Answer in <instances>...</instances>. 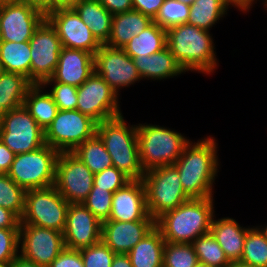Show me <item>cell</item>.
I'll return each instance as SVG.
<instances>
[{"mask_svg":"<svg viewBox=\"0 0 267 267\" xmlns=\"http://www.w3.org/2000/svg\"><path fill=\"white\" fill-rule=\"evenodd\" d=\"M217 146L215 139L209 136L196 143L190 141L173 164L189 198L212 197L219 166Z\"/></svg>","mask_w":267,"mask_h":267,"instance_id":"6da1fadb","label":"cell"},{"mask_svg":"<svg viewBox=\"0 0 267 267\" xmlns=\"http://www.w3.org/2000/svg\"><path fill=\"white\" fill-rule=\"evenodd\" d=\"M213 196L190 198L156 219V227L165 242L191 244L210 232L214 217Z\"/></svg>","mask_w":267,"mask_h":267,"instance_id":"7a4b0ae2","label":"cell"},{"mask_svg":"<svg viewBox=\"0 0 267 267\" xmlns=\"http://www.w3.org/2000/svg\"><path fill=\"white\" fill-rule=\"evenodd\" d=\"M167 31V47L185 71L210 74L218 66L214 43L208 30L181 24Z\"/></svg>","mask_w":267,"mask_h":267,"instance_id":"3957f363","label":"cell"},{"mask_svg":"<svg viewBox=\"0 0 267 267\" xmlns=\"http://www.w3.org/2000/svg\"><path fill=\"white\" fill-rule=\"evenodd\" d=\"M123 115L97 124V134L111 156L113 166L131 180L143 178L140 163L137 125L127 126Z\"/></svg>","mask_w":267,"mask_h":267,"instance_id":"277c9868","label":"cell"},{"mask_svg":"<svg viewBox=\"0 0 267 267\" xmlns=\"http://www.w3.org/2000/svg\"><path fill=\"white\" fill-rule=\"evenodd\" d=\"M140 163L144 172L173 165L190 142L181 133L152 124L137 125Z\"/></svg>","mask_w":267,"mask_h":267,"instance_id":"5b68a950","label":"cell"},{"mask_svg":"<svg viewBox=\"0 0 267 267\" xmlns=\"http://www.w3.org/2000/svg\"><path fill=\"white\" fill-rule=\"evenodd\" d=\"M142 181L146 192L147 210L155 220L164 212L175 209L190 199L183 190L178 170L174 165L146 171Z\"/></svg>","mask_w":267,"mask_h":267,"instance_id":"8992f818","label":"cell"},{"mask_svg":"<svg viewBox=\"0 0 267 267\" xmlns=\"http://www.w3.org/2000/svg\"><path fill=\"white\" fill-rule=\"evenodd\" d=\"M59 152L48 144L17 154L7 175L25 191L54 186Z\"/></svg>","mask_w":267,"mask_h":267,"instance_id":"52a82bcc","label":"cell"},{"mask_svg":"<svg viewBox=\"0 0 267 267\" xmlns=\"http://www.w3.org/2000/svg\"><path fill=\"white\" fill-rule=\"evenodd\" d=\"M69 203L55 186L25 192L24 212L20 224H30L63 232Z\"/></svg>","mask_w":267,"mask_h":267,"instance_id":"ba28073f","label":"cell"},{"mask_svg":"<svg viewBox=\"0 0 267 267\" xmlns=\"http://www.w3.org/2000/svg\"><path fill=\"white\" fill-rule=\"evenodd\" d=\"M97 122L75 110H58L44 131L45 144L59 153L73 152L85 140L97 133Z\"/></svg>","mask_w":267,"mask_h":267,"instance_id":"9c48e42d","label":"cell"},{"mask_svg":"<svg viewBox=\"0 0 267 267\" xmlns=\"http://www.w3.org/2000/svg\"><path fill=\"white\" fill-rule=\"evenodd\" d=\"M0 141L15 155L32 152L45 145L44 130L23 105L5 113Z\"/></svg>","mask_w":267,"mask_h":267,"instance_id":"30bf717a","label":"cell"},{"mask_svg":"<svg viewBox=\"0 0 267 267\" xmlns=\"http://www.w3.org/2000/svg\"><path fill=\"white\" fill-rule=\"evenodd\" d=\"M118 95L95 71L78 87L77 107L97 123L122 115Z\"/></svg>","mask_w":267,"mask_h":267,"instance_id":"8fae6325","label":"cell"},{"mask_svg":"<svg viewBox=\"0 0 267 267\" xmlns=\"http://www.w3.org/2000/svg\"><path fill=\"white\" fill-rule=\"evenodd\" d=\"M94 176L72 152H61L56 162L55 188L69 204L82 203L89 195Z\"/></svg>","mask_w":267,"mask_h":267,"instance_id":"7c38bea8","label":"cell"},{"mask_svg":"<svg viewBox=\"0 0 267 267\" xmlns=\"http://www.w3.org/2000/svg\"><path fill=\"white\" fill-rule=\"evenodd\" d=\"M29 44L31 50L30 82L42 84L53 76L63 46L56 29L47 19L36 29Z\"/></svg>","mask_w":267,"mask_h":267,"instance_id":"4fadbf2b","label":"cell"},{"mask_svg":"<svg viewBox=\"0 0 267 267\" xmlns=\"http://www.w3.org/2000/svg\"><path fill=\"white\" fill-rule=\"evenodd\" d=\"M19 241L20 255L43 267L65 248L63 232L30 224H20Z\"/></svg>","mask_w":267,"mask_h":267,"instance_id":"5bb4252c","label":"cell"},{"mask_svg":"<svg viewBox=\"0 0 267 267\" xmlns=\"http://www.w3.org/2000/svg\"><path fill=\"white\" fill-rule=\"evenodd\" d=\"M95 72L118 94L119 89L140 81L133 58L122 48H113L105 44L94 54Z\"/></svg>","mask_w":267,"mask_h":267,"instance_id":"9a60e30c","label":"cell"},{"mask_svg":"<svg viewBox=\"0 0 267 267\" xmlns=\"http://www.w3.org/2000/svg\"><path fill=\"white\" fill-rule=\"evenodd\" d=\"M46 19L56 29L63 47L94 55L102 45L73 8L55 9L46 15Z\"/></svg>","mask_w":267,"mask_h":267,"instance_id":"2e32d148","label":"cell"},{"mask_svg":"<svg viewBox=\"0 0 267 267\" xmlns=\"http://www.w3.org/2000/svg\"><path fill=\"white\" fill-rule=\"evenodd\" d=\"M45 19L46 15L32 6L20 3L2 4L0 5L1 41H29Z\"/></svg>","mask_w":267,"mask_h":267,"instance_id":"e0dca14e","label":"cell"},{"mask_svg":"<svg viewBox=\"0 0 267 267\" xmlns=\"http://www.w3.org/2000/svg\"><path fill=\"white\" fill-rule=\"evenodd\" d=\"M102 223L82 203L69 204L63 231L64 245L80 250L101 240Z\"/></svg>","mask_w":267,"mask_h":267,"instance_id":"ac0fdd59","label":"cell"},{"mask_svg":"<svg viewBox=\"0 0 267 267\" xmlns=\"http://www.w3.org/2000/svg\"><path fill=\"white\" fill-rule=\"evenodd\" d=\"M155 226L156 220H107L102 223L101 240L115 254H128Z\"/></svg>","mask_w":267,"mask_h":267,"instance_id":"d6986e66","label":"cell"},{"mask_svg":"<svg viewBox=\"0 0 267 267\" xmlns=\"http://www.w3.org/2000/svg\"><path fill=\"white\" fill-rule=\"evenodd\" d=\"M109 220H155L147 210L146 192L142 179L131 180L113 194Z\"/></svg>","mask_w":267,"mask_h":267,"instance_id":"ffe728a7","label":"cell"},{"mask_svg":"<svg viewBox=\"0 0 267 267\" xmlns=\"http://www.w3.org/2000/svg\"><path fill=\"white\" fill-rule=\"evenodd\" d=\"M94 71V55L92 53L62 47L53 76L44 82H60L79 87Z\"/></svg>","mask_w":267,"mask_h":267,"instance_id":"44dd1931","label":"cell"},{"mask_svg":"<svg viewBox=\"0 0 267 267\" xmlns=\"http://www.w3.org/2000/svg\"><path fill=\"white\" fill-rule=\"evenodd\" d=\"M248 229L249 227L240 226L233 218L214 220L213 217L210 232L225 252L228 260L237 262L242 256Z\"/></svg>","mask_w":267,"mask_h":267,"instance_id":"7402d4cb","label":"cell"},{"mask_svg":"<svg viewBox=\"0 0 267 267\" xmlns=\"http://www.w3.org/2000/svg\"><path fill=\"white\" fill-rule=\"evenodd\" d=\"M133 60L142 79L162 80L186 72L168 47L152 55H139Z\"/></svg>","mask_w":267,"mask_h":267,"instance_id":"603a6c76","label":"cell"},{"mask_svg":"<svg viewBox=\"0 0 267 267\" xmlns=\"http://www.w3.org/2000/svg\"><path fill=\"white\" fill-rule=\"evenodd\" d=\"M153 20L137 10H129L124 13L113 15L111 33L105 45L113 48H123L132 37L138 35Z\"/></svg>","mask_w":267,"mask_h":267,"instance_id":"cb8c5ba5","label":"cell"},{"mask_svg":"<svg viewBox=\"0 0 267 267\" xmlns=\"http://www.w3.org/2000/svg\"><path fill=\"white\" fill-rule=\"evenodd\" d=\"M73 9L96 39L105 44L111 33L113 15L98 0H80Z\"/></svg>","mask_w":267,"mask_h":267,"instance_id":"d4e9b609","label":"cell"},{"mask_svg":"<svg viewBox=\"0 0 267 267\" xmlns=\"http://www.w3.org/2000/svg\"><path fill=\"white\" fill-rule=\"evenodd\" d=\"M165 240L155 226L127 254L133 267H163Z\"/></svg>","mask_w":267,"mask_h":267,"instance_id":"484cf974","label":"cell"},{"mask_svg":"<svg viewBox=\"0 0 267 267\" xmlns=\"http://www.w3.org/2000/svg\"><path fill=\"white\" fill-rule=\"evenodd\" d=\"M167 47V31L156 23H152L123 46V50L131 58L139 55H152Z\"/></svg>","mask_w":267,"mask_h":267,"instance_id":"4316f807","label":"cell"},{"mask_svg":"<svg viewBox=\"0 0 267 267\" xmlns=\"http://www.w3.org/2000/svg\"><path fill=\"white\" fill-rule=\"evenodd\" d=\"M43 89L44 87L41 84H33L27 90L24 106L45 131L56 117L58 107L48 92L43 93Z\"/></svg>","mask_w":267,"mask_h":267,"instance_id":"83f0119b","label":"cell"},{"mask_svg":"<svg viewBox=\"0 0 267 267\" xmlns=\"http://www.w3.org/2000/svg\"><path fill=\"white\" fill-rule=\"evenodd\" d=\"M31 50L29 41L0 42V65L2 71L23 75L30 81Z\"/></svg>","mask_w":267,"mask_h":267,"instance_id":"f1b7e54d","label":"cell"},{"mask_svg":"<svg viewBox=\"0 0 267 267\" xmlns=\"http://www.w3.org/2000/svg\"><path fill=\"white\" fill-rule=\"evenodd\" d=\"M33 84L23 75L2 71L0 74V104L7 112L24 105L27 90Z\"/></svg>","mask_w":267,"mask_h":267,"instance_id":"f546056e","label":"cell"},{"mask_svg":"<svg viewBox=\"0 0 267 267\" xmlns=\"http://www.w3.org/2000/svg\"><path fill=\"white\" fill-rule=\"evenodd\" d=\"M228 7L226 0H195L190 6L187 24L209 31L227 14Z\"/></svg>","mask_w":267,"mask_h":267,"instance_id":"4dcf8cb0","label":"cell"},{"mask_svg":"<svg viewBox=\"0 0 267 267\" xmlns=\"http://www.w3.org/2000/svg\"><path fill=\"white\" fill-rule=\"evenodd\" d=\"M72 153L77 156L93 174L113 166L111 156L97 133L85 140Z\"/></svg>","mask_w":267,"mask_h":267,"instance_id":"1f68e13d","label":"cell"},{"mask_svg":"<svg viewBox=\"0 0 267 267\" xmlns=\"http://www.w3.org/2000/svg\"><path fill=\"white\" fill-rule=\"evenodd\" d=\"M240 261L256 267H267V240L258 227L247 230Z\"/></svg>","mask_w":267,"mask_h":267,"instance_id":"d6a6232c","label":"cell"},{"mask_svg":"<svg viewBox=\"0 0 267 267\" xmlns=\"http://www.w3.org/2000/svg\"><path fill=\"white\" fill-rule=\"evenodd\" d=\"M199 262L210 267L224 266L231 263L211 232L198 237L192 243Z\"/></svg>","mask_w":267,"mask_h":267,"instance_id":"836d02e7","label":"cell"},{"mask_svg":"<svg viewBox=\"0 0 267 267\" xmlns=\"http://www.w3.org/2000/svg\"><path fill=\"white\" fill-rule=\"evenodd\" d=\"M25 192L7 173H0V206L9 209L20 219L24 212Z\"/></svg>","mask_w":267,"mask_h":267,"instance_id":"e575fe53","label":"cell"},{"mask_svg":"<svg viewBox=\"0 0 267 267\" xmlns=\"http://www.w3.org/2000/svg\"><path fill=\"white\" fill-rule=\"evenodd\" d=\"M189 12V5L177 0H165L153 22L168 30L177 25L186 24Z\"/></svg>","mask_w":267,"mask_h":267,"instance_id":"d590c367","label":"cell"},{"mask_svg":"<svg viewBox=\"0 0 267 267\" xmlns=\"http://www.w3.org/2000/svg\"><path fill=\"white\" fill-rule=\"evenodd\" d=\"M198 261L192 244L165 242L163 267H194Z\"/></svg>","mask_w":267,"mask_h":267,"instance_id":"8d00e7d4","label":"cell"},{"mask_svg":"<svg viewBox=\"0 0 267 267\" xmlns=\"http://www.w3.org/2000/svg\"><path fill=\"white\" fill-rule=\"evenodd\" d=\"M113 194L106 189L97 188L93 185L89 195L82 204L103 223L109 220Z\"/></svg>","mask_w":267,"mask_h":267,"instance_id":"74e56055","label":"cell"},{"mask_svg":"<svg viewBox=\"0 0 267 267\" xmlns=\"http://www.w3.org/2000/svg\"><path fill=\"white\" fill-rule=\"evenodd\" d=\"M85 267H111L115 253L100 240L90 247L80 249Z\"/></svg>","mask_w":267,"mask_h":267,"instance_id":"f35d334b","label":"cell"},{"mask_svg":"<svg viewBox=\"0 0 267 267\" xmlns=\"http://www.w3.org/2000/svg\"><path fill=\"white\" fill-rule=\"evenodd\" d=\"M49 94L56 103L58 110H75L77 107V90L78 87L60 82H43L41 85H52Z\"/></svg>","mask_w":267,"mask_h":267,"instance_id":"ab89813d","label":"cell"},{"mask_svg":"<svg viewBox=\"0 0 267 267\" xmlns=\"http://www.w3.org/2000/svg\"><path fill=\"white\" fill-rule=\"evenodd\" d=\"M130 181L131 179L122 171L118 170L114 166H111L95 174L93 185L97 188L106 189L115 193Z\"/></svg>","mask_w":267,"mask_h":267,"instance_id":"60d3db41","label":"cell"},{"mask_svg":"<svg viewBox=\"0 0 267 267\" xmlns=\"http://www.w3.org/2000/svg\"><path fill=\"white\" fill-rule=\"evenodd\" d=\"M19 229L0 228V262H12L19 254Z\"/></svg>","mask_w":267,"mask_h":267,"instance_id":"b9f144b4","label":"cell"},{"mask_svg":"<svg viewBox=\"0 0 267 267\" xmlns=\"http://www.w3.org/2000/svg\"><path fill=\"white\" fill-rule=\"evenodd\" d=\"M48 267H85L80 250L65 247Z\"/></svg>","mask_w":267,"mask_h":267,"instance_id":"7bdbcfd3","label":"cell"},{"mask_svg":"<svg viewBox=\"0 0 267 267\" xmlns=\"http://www.w3.org/2000/svg\"><path fill=\"white\" fill-rule=\"evenodd\" d=\"M165 0H132L133 9L150 17L152 20L157 16L160 7Z\"/></svg>","mask_w":267,"mask_h":267,"instance_id":"ee69618b","label":"cell"},{"mask_svg":"<svg viewBox=\"0 0 267 267\" xmlns=\"http://www.w3.org/2000/svg\"><path fill=\"white\" fill-rule=\"evenodd\" d=\"M112 15L133 9L132 0H98Z\"/></svg>","mask_w":267,"mask_h":267,"instance_id":"f6af8a7d","label":"cell"},{"mask_svg":"<svg viewBox=\"0 0 267 267\" xmlns=\"http://www.w3.org/2000/svg\"><path fill=\"white\" fill-rule=\"evenodd\" d=\"M20 218L9 209L0 206V228L20 229Z\"/></svg>","mask_w":267,"mask_h":267,"instance_id":"bcb514c9","label":"cell"},{"mask_svg":"<svg viewBox=\"0 0 267 267\" xmlns=\"http://www.w3.org/2000/svg\"><path fill=\"white\" fill-rule=\"evenodd\" d=\"M15 154L0 141V173H7L10 170Z\"/></svg>","mask_w":267,"mask_h":267,"instance_id":"7dc6e473","label":"cell"},{"mask_svg":"<svg viewBox=\"0 0 267 267\" xmlns=\"http://www.w3.org/2000/svg\"><path fill=\"white\" fill-rule=\"evenodd\" d=\"M18 3L32 6L45 15L49 13V0H18Z\"/></svg>","mask_w":267,"mask_h":267,"instance_id":"c3c4849f","label":"cell"},{"mask_svg":"<svg viewBox=\"0 0 267 267\" xmlns=\"http://www.w3.org/2000/svg\"><path fill=\"white\" fill-rule=\"evenodd\" d=\"M80 0H49V12L59 8H73Z\"/></svg>","mask_w":267,"mask_h":267,"instance_id":"681fc988","label":"cell"},{"mask_svg":"<svg viewBox=\"0 0 267 267\" xmlns=\"http://www.w3.org/2000/svg\"><path fill=\"white\" fill-rule=\"evenodd\" d=\"M111 267H133L127 254H115Z\"/></svg>","mask_w":267,"mask_h":267,"instance_id":"f907efd6","label":"cell"},{"mask_svg":"<svg viewBox=\"0 0 267 267\" xmlns=\"http://www.w3.org/2000/svg\"><path fill=\"white\" fill-rule=\"evenodd\" d=\"M11 267H43L23 258L20 254L11 262Z\"/></svg>","mask_w":267,"mask_h":267,"instance_id":"816d5d0a","label":"cell"},{"mask_svg":"<svg viewBox=\"0 0 267 267\" xmlns=\"http://www.w3.org/2000/svg\"><path fill=\"white\" fill-rule=\"evenodd\" d=\"M228 5H233L237 8H239L241 11L249 12V9L252 6V3L255 0H226Z\"/></svg>","mask_w":267,"mask_h":267,"instance_id":"f5cc1de1","label":"cell"},{"mask_svg":"<svg viewBox=\"0 0 267 267\" xmlns=\"http://www.w3.org/2000/svg\"><path fill=\"white\" fill-rule=\"evenodd\" d=\"M232 267H256V266H252L250 264H246V263H243L241 261H237V262H232Z\"/></svg>","mask_w":267,"mask_h":267,"instance_id":"db71d44e","label":"cell"},{"mask_svg":"<svg viewBox=\"0 0 267 267\" xmlns=\"http://www.w3.org/2000/svg\"><path fill=\"white\" fill-rule=\"evenodd\" d=\"M10 3H18V0H0V5Z\"/></svg>","mask_w":267,"mask_h":267,"instance_id":"11a10c76","label":"cell"},{"mask_svg":"<svg viewBox=\"0 0 267 267\" xmlns=\"http://www.w3.org/2000/svg\"><path fill=\"white\" fill-rule=\"evenodd\" d=\"M6 111L2 108L0 104V125L2 123L3 117L5 116Z\"/></svg>","mask_w":267,"mask_h":267,"instance_id":"9f6ffc18","label":"cell"},{"mask_svg":"<svg viewBox=\"0 0 267 267\" xmlns=\"http://www.w3.org/2000/svg\"><path fill=\"white\" fill-rule=\"evenodd\" d=\"M258 229L263 233L265 239L267 240V226H265L264 228H259L258 226Z\"/></svg>","mask_w":267,"mask_h":267,"instance_id":"6f0895ef","label":"cell"},{"mask_svg":"<svg viewBox=\"0 0 267 267\" xmlns=\"http://www.w3.org/2000/svg\"><path fill=\"white\" fill-rule=\"evenodd\" d=\"M177 1H180L182 3H185V4L189 5V6H191L194 3L195 0H177Z\"/></svg>","mask_w":267,"mask_h":267,"instance_id":"680465c9","label":"cell"},{"mask_svg":"<svg viewBox=\"0 0 267 267\" xmlns=\"http://www.w3.org/2000/svg\"><path fill=\"white\" fill-rule=\"evenodd\" d=\"M194 267H210V266H208L207 264H205V263H203V262H197L196 264H195V266Z\"/></svg>","mask_w":267,"mask_h":267,"instance_id":"91938a15","label":"cell"},{"mask_svg":"<svg viewBox=\"0 0 267 267\" xmlns=\"http://www.w3.org/2000/svg\"><path fill=\"white\" fill-rule=\"evenodd\" d=\"M0 267H11V262H0Z\"/></svg>","mask_w":267,"mask_h":267,"instance_id":"94428289","label":"cell"},{"mask_svg":"<svg viewBox=\"0 0 267 267\" xmlns=\"http://www.w3.org/2000/svg\"><path fill=\"white\" fill-rule=\"evenodd\" d=\"M217 267H232V262L229 263V264H226V265H224V266H217Z\"/></svg>","mask_w":267,"mask_h":267,"instance_id":"6125c7cd","label":"cell"},{"mask_svg":"<svg viewBox=\"0 0 267 267\" xmlns=\"http://www.w3.org/2000/svg\"><path fill=\"white\" fill-rule=\"evenodd\" d=\"M264 1V6H265V8H267V0H263ZM267 10V9H266Z\"/></svg>","mask_w":267,"mask_h":267,"instance_id":"be15d7a7","label":"cell"}]
</instances>
